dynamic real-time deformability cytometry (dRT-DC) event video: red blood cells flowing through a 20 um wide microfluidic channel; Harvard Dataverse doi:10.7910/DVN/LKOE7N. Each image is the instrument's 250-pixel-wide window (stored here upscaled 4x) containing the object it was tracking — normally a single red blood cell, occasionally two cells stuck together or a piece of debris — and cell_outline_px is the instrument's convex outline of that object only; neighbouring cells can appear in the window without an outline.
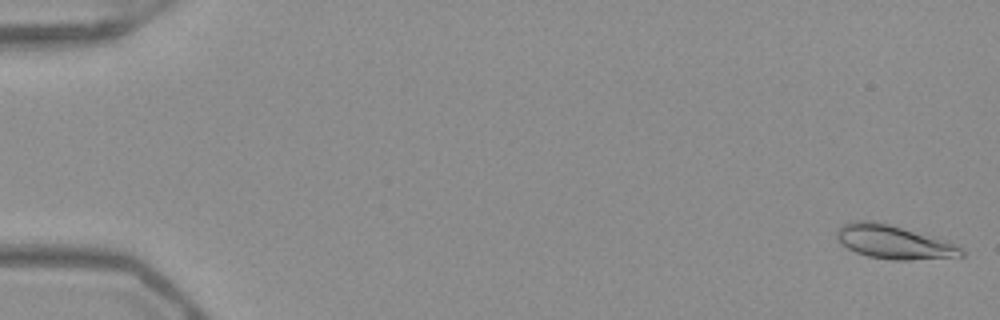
{"species": "Egyptian fruit bat (a non-hibernating species)", "species_latin": "Rousettus aegyptiacus", "temperature_condition": "warm", "stored_images_in_passage": 52, "camera_frame_rate_fps": 3000, "um_per_image_px": 0.085, "frame": {"image": 1, "passage_image": 1, "time_ms": 0.0, "image_size_px": [1000, 320], "cell_outline_px": [[964, 256], [908, 260], [892, 260], [868, 256], [856, 252], [848, 248], [836, 236], [836, 232], [844, 224], [852, 220], [872, 220], [888, 224], [932, 236], [956, 244], [964, 252]], "centroid_in_image_um": [75.97, 20.57], "position_along_channel_um": 9.0, "area_um2": 24.1}}
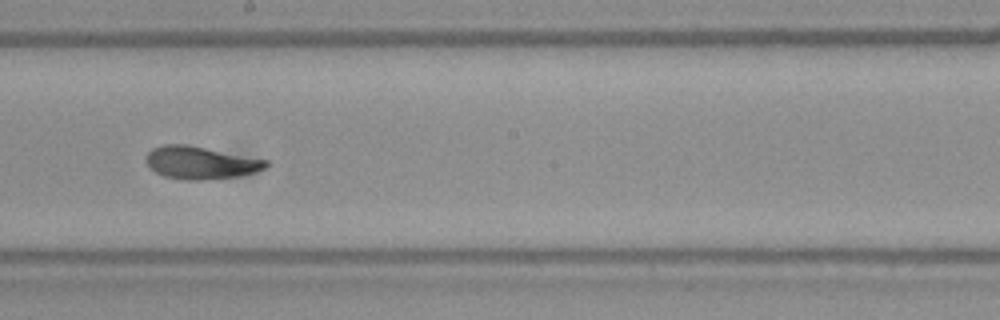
{"frame": {"image": 2, "passage_image": 30, "time_ms": 9.667, "image_size_px": [1000, 320], "cell_outline_px": [[272, 164], [256, 172], [240, 176], [200, 180], [188, 180], [164, 176], [148, 168], [144, 160], [148, 152], [152, 148], [164, 144], [188, 144], [268, 160]], "centroid_in_image_um": [17.04, 13.82], "position_along_channel_um": 231.2, "area_um2": 23.06}}
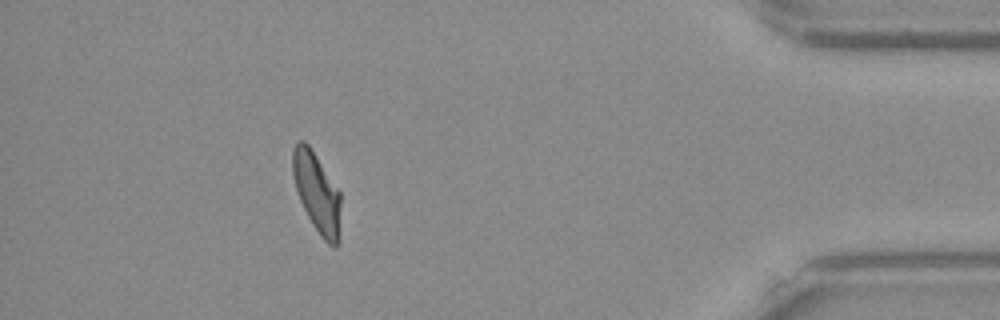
{"frame": {"image": 3, "passage_image": 47, "time_ms": 15.333, "image_size_px": [1000, 320], "cell_outline_px": [[340, 204], [336, 248], [332, 248], [320, 236], [312, 224], [300, 200], [296, 188], [292, 172], [292, 148], [300, 140], [304, 140], [308, 144], [340, 192]], "centroid_in_image_um": [26.9, 16.35], "position_along_channel_um": 408.3, "area_um2": 21.85}, "authors_computed_cell_mechanics": {"area_um2": 22.5131, "velocity_mm_per_s": 3.966, "shape_relaxation_time_tau1_ms": 5.7387, "shape_relaxation_time_tau2_ms": 1.6225, "deformation_change_tau1": 0.1834, "deformation_change_tau2": 0.0648}}